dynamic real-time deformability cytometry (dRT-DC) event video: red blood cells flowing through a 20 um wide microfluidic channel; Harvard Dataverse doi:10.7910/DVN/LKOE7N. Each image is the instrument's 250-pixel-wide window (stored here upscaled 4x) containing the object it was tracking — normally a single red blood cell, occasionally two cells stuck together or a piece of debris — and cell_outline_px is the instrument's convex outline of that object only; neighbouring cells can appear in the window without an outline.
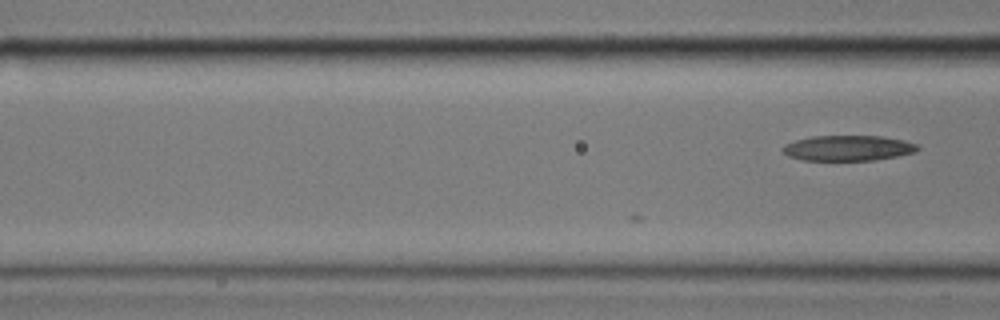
{"species": "common noctule bat (a hibernating species)", "species_latin": "Nyctalus noctula", "temperature_condition": "cold", "stored_images_in_passage": 4, "camera_frame_rate_fps": 3000, "um_per_image_px": 0.085, "animal": {"sex": "male", "body_mass_g": 17.9}, "frame": {"image": 1, "passage_image": 4, "time_ms": 1.0, "image_size_px": [1000, 320], "cell_outline_px": [[920, 148], [916, 152], [876, 160], [804, 160], [788, 156], [780, 148], [784, 144], [796, 140], [812, 136], [880, 136], [904, 140], [920, 144]], "centroid_in_image_um": [72.11, 12.58], "position_along_channel_um": 94.5, "area_um2": 20.06}}